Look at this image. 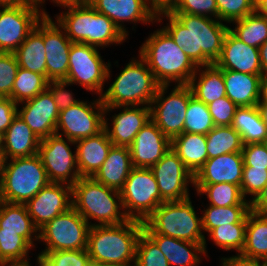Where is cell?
<instances>
[{"mask_svg": "<svg viewBox=\"0 0 267 266\" xmlns=\"http://www.w3.org/2000/svg\"><path fill=\"white\" fill-rule=\"evenodd\" d=\"M169 20L163 28L170 34L177 46L199 67L215 63L222 52L224 37L229 30L219 19L187 13L161 12Z\"/></svg>", "mask_w": 267, "mask_h": 266, "instance_id": "6da1fadb", "label": "cell"}, {"mask_svg": "<svg viewBox=\"0 0 267 266\" xmlns=\"http://www.w3.org/2000/svg\"><path fill=\"white\" fill-rule=\"evenodd\" d=\"M139 55L160 85L189 84L198 69L164 28L157 29L145 40Z\"/></svg>", "mask_w": 267, "mask_h": 266, "instance_id": "7a4b0ae2", "label": "cell"}, {"mask_svg": "<svg viewBox=\"0 0 267 266\" xmlns=\"http://www.w3.org/2000/svg\"><path fill=\"white\" fill-rule=\"evenodd\" d=\"M142 232L143 222L134 219L115 225L91 226L86 249L91 263L135 264Z\"/></svg>", "mask_w": 267, "mask_h": 266, "instance_id": "3957f363", "label": "cell"}, {"mask_svg": "<svg viewBox=\"0 0 267 266\" xmlns=\"http://www.w3.org/2000/svg\"><path fill=\"white\" fill-rule=\"evenodd\" d=\"M67 11L56 16L71 42L84 43L95 47L121 44L128 37L106 15L97 12L90 3L69 5Z\"/></svg>", "mask_w": 267, "mask_h": 266, "instance_id": "277c9868", "label": "cell"}, {"mask_svg": "<svg viewBox=\"0 0 267 266\" xmlns=\"http://www.w3.org/2000/svg\"><path fill=\"white\" fill-rule=\"evenodd\" d=\"M72 207L90 226L115 225L128 220L121 210L120 191L98 183L92 177H80L72 186ZM90 219L99 223H91Z\"/></svg>", "mask_w": 267, "mask_h": 266, "instance_id": "5b68a950", "label": "cell"}, {"mask_svg": "<svg viewBox=\"0 0 267 266\" xmlns=\"http://www.w3.org/2000/svg\"><path fill=\"white\" fill-rule=\"evenodd\" d=\"M143 231L146 234H162L180 240L204 244L205 256L206 238L203 234L201 216H197L191 198L180 201L163 202L144 222Z\"/></svg>", "mask_w": 267, "mask_h": 266, "instance_id": "8992f818", "label": "cell"}, {"mask_svg": "<svg viewBox=\"0 0 267 266\" xmlns=\"http://www.w3.org/2000/svg\"><path fill=\"white\" fill-rule=\"evenodd\" d=\"M131 59L109 88L100 96L104 106L151 105L159 83L146 61L140 56Z\"/></svg>", "mask_w": 267, "mask_h": 266, "instance_id": "52a82bcc", "label": "cell"}, {"mask_svg": "<svg viewBox=\"0 0 267 266\" xmlns=\"http://www.w3.org/2000/svg\"><path fill=\"white\" fill-rule=\"evenodd\" d=\"M8 161L0 181L1 201L25 204L50 183L38 154Z\"/></svg>", "mask_w": 267, "mask_h": 266, "instance_id": "ba28073f", "label": "cell"}, {"mask_svg": "<svg viewBox=\"0 0 267 266\" xmlns=\"http://www.w3.org/2000/svg\"><path fill=\"white\" fill-rule=\"evenodd\" d=\"M120 194L125 215L141 222L165 202L150 168L133 167Z\"/></svg>", "mask_w": 267, "mask_h": 266, "instance_id": "9c48e42d", "label": "cell"}, {"mask_svg": "<svg viewBox=\"0 0 267 266\" xmlns=\"http://www.w3.org/2000/svg\"><path fill=\"white\" fill-rule=\"evenodd\" d=\"M111 64L105 63L98 47L73 42L69 52V68L66 77L71 85L79 84L84 89L103 94V87L110 78Z\"/></svg>", "mask_w": 267, "mask_h": 266, "instance_id": "30bf717a", "label": "cell"}, {"mask_svg": "<svg viewBox=\"0 0 267 266\" xmlns=\"http://www.w3.org/2000/svg\"><path fill=\"white\" fill-rule=\"evenodd\" d=\"M169 86L159 85L150 109L151 120L172 140L184 132L186 111L193 93L188 84L175 83L172 91L165 97Z\"/></svg>", "mask_w": 267, "mask_h": 266, "instance_id": "8fae6325", "label": "cell"}, {"mask_svg": "<svg viewBox=\"0 0 267 266\" xmlns=\"http://www.w3.org/2000/svg\"><path fill=\"white\" fill-rule=\"evenodd\" d=\"M89 223L73 208H69L39 229L42 251L87 249Z\"/></svg>", "mask_w": 267, "mask_h": 266, "instance_id": "7c38bea8", "label": "cell"}, {"mask_svg": "<svg viewBox=\"0 0 267 266\" xmlns=\"http://www.w3.org/2000/svg\"><path fill=\"white\" fill-rule=\"evenodd\" d=\"M70 144L75 142L56 133L40 140L38 155L49 182L73 186L79 180L76 151L72 153Z\"/></svg>", "mask_w": 267, "mask_h": 266, "instance_id": "4fadbf2b", "label": "cell"}, {"mask_svg": "<svg viewBox=\"0 0 267 266\" xmlns=\"http://www.w3.org/2000/svg\"><path fill=\"white\" fill-rule=\"evenodd\" d=\"M88 103L80 101L78 104L60 111L55 133L76 142L101 132L104 129L105 117V106L101 97L93 100L91 104Z\"/></svg>", "mask_w": 267, "mask_h": 266, "instance_id": "5bb4252c", "label": "cell"}, {"mask_svg": "<svg viewBox=\"0 0 267 266\" xmlns=\"http://www.w3.org/2000/svg\"><path fill=\"white\" fill-rule=\"evenodd\" d=\"M39 4L4 6L0 9V52L14 53L43 15Z\"/></svg>", "mask_w": 267, "mask_h": 266, "instance_id": "9a60e30c", "label": "cell"}, {"mask_svg": "<svg viewBox=\"0 0 267 266\" xmlns=\"http://www.w3.org/2000/svg\"><path fill=\"white\" fill-rule=\"evenodd\" d=\"M150 169L164 201H180L189 198L188 185L190 183L194 185V175L172 148Z\"/></svg>", "mask_w": 267, "mask_h": 266, "instance_id": "2e32d148", "label": "cell"}, {"mask_svg": "<svg viewBox=\"0 0 267 266\" xmlns=\"http://www.w3.org/2000/svg\"><path fill=\"white\" fill-rule=\"evenodd\" d=\"M43 42L46 52L47 80H66L69 68V52L73 42L70 41L57 21L52 20L50 15H43Z\"/></svg>", "mask_w": 267, "mask_h": 266, "instance_id": "e0dca14e", "label": "cell"}, {"mask_svg": "<svg viewBox=\"0 0 267 266\" xmlns=\"http://www.w3.org/2000/svg\"><path fill=\"white\" fill-rule=\"evenodd\" d=\"M25 206L34 225L40 229L72 207V186L50 182L28 200Z\"/></svg>", "mask_w": 267, "mask_h": 266, "instance_id": "ac0fdd59", "label": "cell"}, {"mask_svg": "<svg viewBox=\"0 0 267 266\" xmlns=\"http://www.w3.org/2000/svg\"><path fill=\"white\" fill-rule=\"evenodd\" d=\"M121 109L122 112L112 116V128H109L108 118L104 117V129L114 146L130 147L136 134L151 119V109L149 106H105V116L113 109Z\"/></svg>", "mask_w": 267, "mask_h": 266, "instance_id": "d6986e66", "label": "cell"}, {"mask_svg": "<svg viewBox=\"0 0 267 266\" xmlns=\"http://www.w3.org/2000/svg\"><path fill=\"white\" fill-rule=\"evenodd\" d=\"M21 105L22 109H18L17 114L39 139L55 134L59 110L48 89Z\"/></svg>", "mask_w": 267, "mask_h": 266, "instance_id": "ffe728a7", "label": "cell"}, {"mask_svg": "<svg viewBox=\"0 0 267 266\" xmlns=\"http://www.w3.org/2000/svg\"><path fill=\"white\" fill-rule=\"evenodd\" d=\"M172 148L167 137L150 119L136 134L129 147L133 167L150 168Z\"/></svg>", "mask_w": 267, "mask_h": 266, "instance_id": "44dd1931", "label": "cell"}, {"mask_svg": "<svg viewBox=\"0 0 267 266\" xmlns=\"http://www.w3.org/2000/svg\"><path fill=\"white\" fill-rule=\"evenodd\" d=\"M90 5L99 13L106 15L128 37L124 22H156V13L150 8L148 0H90ZM123 23V24H122Z\"/></svg>", "mask_w": 267, "mask_h": 266, "instance_id": "7402d4cb", "label": "cell"}, {"mask_svg": "<svg viewBox=\"0 0 267 266\" xmlns=\"http://www.w3.org/2000/svg\"><path fill=\"white\" fill-rule=\"evenodd\" d=\"M215 64L223 70L262 75L259 48L245 44L230 30L224 37L221 55Z\"/></svg>", "mask_w": 267, "mask_h": 266, "instance_id": "603a6c76", "label": "cell"}, {"mask_svg": "<svg viewBox=\"0 0 267 266\" xmlns=\"http://www.w3.org/2000/svg\"><path fill=\"white\" fill-rule=\"evenodd\" d=\"M242 152H233L208 159L194 176V184L232 183L241 186Z\"/></svg>", "mask_w": 267, "mask_h": 266, "instance_id": "cb8c5ba5", "label": "cell"}, {"mask_svg": "<svg viewBox=\"0 0 267 266\" xmlns=\"http://www.w3.org/2000/svg\"><path fill=\"white\" fill-rule=\"evenodd\" d=\"M75 144L80 177H93L113 146L105 129L96 135L80 139Z\"/></svg>", "mask_w": 267, "mask_h": 266, "instance_id": "d4e9b609", "label": "cell"}, {"mask_svg": "<svg viewBox=\"0 0 267 266\" xmlns=\"http://www.w3.org/2000/svg\"><path fill=\"white\" fill-rule=\"evenodd\" d=\"M132 168L130 149L113 145L106 160L92 178L98 183L120 191Z\"/></svg>", "mask_w": 267, "mask_h": 266, "instance_id": "484cf974", "label": "cell"}, {"mask_svg": "<svg viewBox=\"0 0 267 266\" xmlns=\"http://www.w3.org/2000/svg\"><path fill=\"white\" fill-rule=\"evenodd\" d=\"M147 235L158 245L170 266H198L201 262V254L205 255L204 244L180 240L162 234Z\"/></svg>", "mask_w": 267, "mask_h": 266, "instance_id": "4316f807", "label": "cell"}, {"mask_svg": "<svg viewBox=\"0 0 267 266\" xmlns=\"http://www.w3.org/2000/svg\"><path fill=\"white\" fill-rule=\"evenodd\" d=\"M262 75L223 70L226 96L238 107L256 106L260 97Z\"/></svg>", "mask_w": 267, "mask_h": 266, "instance_id": "83f0119b", "label": "cell"}, {"mask_svg": "<svg viewBox=\"0 0 267 266\" xmlns=\"http://www.w3.org/2000/svg\"><path fill=\"white\" fill-rule=\"evenodd\" d=\"M40 140L17 114L4 133L3 148L7 159L38 154Z\"/></svg>", "mask_w": 267, "mask_h": 266, "instance_id": "f1b7e54d", "label": "cell"}, {"mask_svg": "<svg viewBox=\"0 0 267 266\" xmlns=\"http://www.w3.org/2000/svg\"><path fill=\"white\" fill-rule=\"evenodd\" d=\"M197 75H199L198 79ZM188 85L192 90L193 96L205 104L226 96L223 69L219 68L215 63L199 66Z\"/></svg>", "mask_w": 267, "mask_h": 266, "instance_id": "f546056e", "label": "cell"}, {"mask_svg": "<svg viewBox=\"0 0 267 266\" xmlns=\"http://www.w3.org/2000/svg\"><path fill=\"white\" fill-rule=\"evenodd\" d=\"M18 65L46 77V52L43 42V17L14 52Z\"/></svg>", "mask_w": 267, "mask_h": 266, "instance_id": "4dcf8cb0", "label": "cell"}, {"mask_svg": "<svg viewBox=\"0 0 267 266\" xmlns=\"http://www.w3.org/2000/svg\"><path fill=\"white\" fill-rule=\"evenodd\" d=\"M206 135L183 132L171 140L172 149L195 176L208 160Z\"/></svg>", "mask_w": 267, "mask_h": 266, "instance_id": "1f68e13d", "label": "cell"}, {"mask_svg": "<svg viewBox=\"0 0 267 266\" xmlns=\"http://www.w3.org/2000/svg\"><path fill=\"white\" fill-rule=\"evenodd\" d=\"M0 228L3 231L18 232L33 248V240L38 241L39 239V233H37L39 229L34 225L25 204L8 203L0 200Z\"/></svg>", "mask_w": 267, "mask_h": 266, "instance_id": "d6a6232c", "label": "cell"}, {"mask_svg": "<svg viewBox=\"0 0 267 266\" xmlns=\"http://www.w3.org/2000/svg\"><path fill=\"white\" fill-rule=\"evenodd\" d=\"M239 255L249 259L267 261V213L249 211L245 244Z\"/></svg>", "mask_w": 267, "mask_h": 266, "instance_id": "836d02e7", "label": "cell"}, {"mask_svg": "<svg viewBox=\"0 0 267 266\" xmlns=\"http://www.w3.org/2000/svg\"><path fill=\"white\" fill-rule=\"evenodd\" d=\"M231 126L240 134L243 145L267 140V125L257 105L238 107Z\"/></svg>", "mask_w": 267, "mask_h": 266, "instance_id": "e575fe53", "label": "cell"}, {"mask_svg": "<svg viewBox=\"0 0 267 266\" xmlns=\"http://www.w3.org/2000/svg\"><path fill=\"white\" fill-rule=\"evenodd\" d=\"M32 247L18 232L3 231L0 228V266L30 265L28 252Z\"/></svg>", "mask_w": 267, "mask_h": 266, "instance_id": "d590c367", "label": "cell"}, {"mask_svg": "<svg viewBox=\"0 0 267 266\" xmlns=\"http://www.w3.org/2000/svg\"><path fill=\"white\" fill-rule=\"evenodd\" d=\"M193 186L198 195L206 194L211 206L251 205L250 200L243 197L240 187L232 183L194 184Z\"/></svg>", "mask_w": 267, "mask_h": 266, "instance_id": "8d00e7d4", "label": "cell"}, {"mask_svg": "<svg viewBox=\"0 0 267 266\" xmlns=\"http://www.w3.org/2000/svg\"><path fill=\"white\" fill-rule=\"evenodd\" d=\"M206 140L208 159L228 153L242 152L241 136L232 126H215L206 135Z\"/></svg>", "mask_w": 267, "mask_h": 266, "instance_id": "74e56055", "label": "cell"}, {"mask_svg": "<svg viewBox=\"0 0 267 266\" xmlns=\"http://www.w3.org/2000/svg\"><path fill=\"white\" fill-rule=\"evenodd\" d=\"M232 23L236 27L229 30L249 46L259 48L267 40V17L256 11Z\"/></svg>", "mask_w": 267, "mask_h": 266, "instance_id": "f35d334b", "label": "cell"}, {"mask_svg": "<svg viewBox=\"0 0 267 266\" xmlns=\"http://www.w3.org/2000/svg\"><path fill=\"white\" fill-rule=\"evenodd\" d=\"M47 86L48 80L44 75L19 67L13 83L12 99L19 105L45 91Z\"/></svg>", "mask_w": 267, "mask_h": 266, "instance_id": "ab89813d", "label": "cell"}, {"mask_svg": "<svg viewBox=\"0 0 267 266\" xmlns=\"http://www.w3.org/2000/svg\"><path fill=\"white\" fill-rule=\"evenodd\" d=\"M251 210V205L217 207L209 205L201 216L202 228L209 233L220 225L239 223Z\"/></svg>", "mask_w": 267, "mask_h": 266, "instance_id": "60d3db41", "label": "cell"}, {"mask_svg": "<svg viewBox=\"0 0 267 266\" xmlns=\"http://www.w3.org/2000/svg\"><path fill=\"white\" fill-rule=\"evenodd\" d=\"M246 224L247 215L239 223L220 225L208 234L215 245L225 251L236 250V253L240 254L245 244Z\"/></svg>", "mask_w": 267, "mask_h": 266, "instance_id": "b9f144b4", "label": "cell"}, {"mask_svg": "<svg viewBox=\"0 0 267 266\" xmlns=\"http://www.w3.org/2000/svg\"><path fill=\"white\" fill-rule=\"evenodd\" d=\"M214 127L208 105L193 96L188 103L184 132L207 135Z\"/></svg>", "mask_w": 267, "mask_h": 266, "instance_id": "7bdbcfd3", "label": "cell"}, {"mask_svg": "<svg viewBox=\"0 0 267 266\" xmlns=\"http://www.w3.org/2000/svg\"><path fill=\"white\" fill-rule=\"evenodd\" d=\"M42 266H91L90 256L86 249L42 251L37 256Z\"/></svg>", "mask_w": 267, "mask_h": 266, "instance_id": "ee69618b", "label": "cell"}, {"mask_svg": "<svg viewBox=\"0 0 267 266\" xmlns=\"http://www.w3.org/2000/svg\"><path fill=\"white\" fill-rule=\"evenodd\" d=\"M134 266H170L158 245L144 231L137 242Z\"/></svg>", "mask_w": 267, "mask_h": 266, "instance_id": "f6af8a7d", "label": "cell"}, {"mask_svg": "<svg viewBox=\"0 0 267 266\" xmlns=\"http://www.w3.org/2000/svg\"><path fill=\"white\" fill-rule=\"evenodd\" d=\"M256 0H216L217 19L227 23L240 20L255 12Z\"/></svg>", "mask_w": 267, "mask_h": 266, "instance_id": "bcb514c9", "label": "cell"}, {"mask_svg": "<svg viewBox=\"0 0 267 266\" xmlns=\"http://www.w3.org/2000/svg\"><path fill=\"white\" fill-rule=\"evenodd\" d=\"M18 68L14 53L0 52V97L12 99L13 83Z\"/></svg>", "mask_w": 267, "mask_h": 266, "instance_id": "7dc6e473", "label": "cell"}, {"mask_svg": "<svg viewBox=\"0 0 267 266\" xmlns=\"http://www.w3.org/2000/svg\"><path fill=\"white\" fill-rule=\"evenodd\" d=\"M267 184V168H253L252 166L243 167L241 181V192L245 198L248 194L252 195L250 202L254 200Z\"/></svg>", "mask_w": 267, "mask_h": 266, "instance_id": "c3c4849f", "label": "cell"}, {"mask_svg": "<svg viewBox=\"0 0 267 266\" xmlns=\"http://www.w3.org/2000/svg\"><path fill=\"white\" fill-rule=\"evenodd\" d=\"M170 13H187L217 19L216 0H179Z\"/></svg>", "mask_w": 267, "mask_h": 266, "instance_id": "681fc988", "label": "cell"}, {"mask_svg": "<svg viewBox=\"0 0 267 266\" xmlns=\"http://www.w3.org/2000/svg\"><path fill=\"white\" fill-rule=\"evenodd\" d=\"M215 126H231L238 106L227 96L207 104Z\"/></svg>", "mask_w": 267, "mask_h": 266, "instance_id": "f907efd6", "label": "cell"}, {"mask_svg": "<svg viewBox=\"0 0 267 266\" xmlns=\"http://www.w3.org/2000/svg\"><path fill=\"white\" fill-rule=\"evenodd\" d=\"M69 85L71 84L65 80L48 81L47 89L53 95L59 112L80 102V100H76V98L73 97V94L70 90L65 89Z\"/></svg>", "mask_w": 267, "mask_h": 266, "instance_id": "816d5d0a", "label": "cell"}, {"mask_svg": "<svg viewBox=\"0 0 267 266\" xmlns=\"http://www.w3.org/2000/svg\"><path fill=\"white\" fill-rule=\"evenodd\" d=\"M242 155L244 166L267 168V145L265 143L243 145Z\"/></svg>", "mask_w": 267, "mask_h": 266, "instance_id": "f5cc1de1", "label": "cell"}, {"mask_svg": "<svg viewBox=\"0 0 267 266\" xmlns=\"http://www.w3.org/2000/svg\"><path fill=\"white\" fill-rule=\"evenodd\" d=\"M18 104L11 98L0 97V131L5 133L17 115Z\"/></svg>", "mask_w": 267, "mask_h": 266, "instance_id": "db71d44e", "label": "cell"}, {"mask_svg": "<svg viewBox=\"0 0 267 266\" xmlns=\"http://www.w3.org/2000/svg\"><path fill=\"white\" fill-rule=\"evenodd\" d=\"M221 258L222 266H263V260L245 258L239 254Z\"/></svg>", "mask_w": 267, "mask_h": 266, "instance_id": "11a10c76", "label": "cell"}, {"mask_svg": "<svg viewBox=\"0 0 267 266\" xmlns=\"http://www.w3.org/2000/svg\"><path fill=\"white\" fill-rule=\"evenodd\" d=\"M251 210L259 213H267V184L259 195L250 202Z\"/></svg>", "mask_w": 267, "mask_h": 266, "instance_id": "9f6ffc18", "label": "cell"}, {"mask_svg": "<svg viewBox=\"0 0 267 266\" xmlns=\"http://www.w3.org/2000/svg\"><path fill=\"white\" fill-rule=\"evenodd\" d=\"M179 0H148L150 8L156 13L170 11Z\"/></svg>", "mask_w": 267, "mask_h": 266, "instance_id": "6f0895ef", "label": "cell"}, {"mask_svg": "<svg viewBox=\"0 0 267 266\" xmlns=\"http://www.w3.org/2000/svg\"><path fill=\"white\" fill-rule=\"evenodd\" d=\"M53 3H56L59 7L63 6H69V5H83V4H88L90 0H52ZM45 3V0H38V4L40 7L42 4Z\"/></svg>", "mask_w": 267, "mask_h": 266, "instance_id": "680465c9", "label": "cell"}, {"mask_svg": "<svg viewBox=\"0 0 267 266\" xmlns=\"http://www.w3.org/2000/svg\"><path fill=\"white\" fill-rule=\"evenodd\" d=\"M262 75L267 74V40L259 47Z\"/></svg>", "mask_w": 267, "mask_h": 266, "instance_id": "91938a15", "label": "cell"}, {"mask_svg": "<svg viewBox=\"0 0 267 266\" xmlns=\"http://www.w3.org/2000/svg\"><path fill=\"white\" fill-rule=\"evenodd\" d=\"M33 4H38V0H0V7Z\"/></svg>", "mask_w": 267, "mask_h": 266, "instance_id": "94428289", "label": "cell"}, {"mask_svg": "<svg viewBox=\"0 0 267 266\" xmlns=\"http://www.w3.org/2000/svg\"><path fill=\"white\" fill-rule=\"evenodd\" d=\"M259 102H267V74L261 77Z\"/></svg>", "mask_w": 267, "mask_h": 266, "instance_id": "6125c7cd", "label": "cell"}, {"mask_svg": "<svg viewBox=\"0 0 267 266\" xmlns=\"http://www.w3.org/2000/svg\"><path fill=\"white\" fill-rule=\"evenodd\" d=\"M255 11L258 14L267 17V0H256Z\"/></svg>", "mask_w": 267, "mask_h": 266, "instance_id": "be15d7a7", "label": "cell"}, {"mask_svg": "<svg viewBox=\"0 0 267 266\" xmlns=\"http://www.w3.org/2000/svg\"><path fill=\"white\" fill-rule=\"evenodd\" d=\"M7 160L8 159H7L6 153L4 151V148L0 147V181H1V178L3 176L4 170H5V167L7 164Z\"/></svg>", "mask_w": 267, "mask_h": 266, "instance_id": "e7e4bbea", "label": "cell"}, {"mask_svg": "<svg viewBox=\"0 0 267 266\" xmlns=\"http://www.w3.org/2000/svg\"><path fill=\"white\" fill-rule=\"evenodd\" d=\"M257 107L261 113V117L267 125V102H259Z\"/></svg>", "mask_w": 267, "mask_h": 266, "instance_id": "03108f58", "label": "cell"}, {"mask_svg": "<svg viewBox=\"0 0 267 266\" xmlns=\"http://www.w3.org/2000/svg\"><path fill=\"white\" fill-rule=\"evenodd\" d=\"M91 266H134V264H106V263H91Z\"/></svg>", "mask_w": 267, "mask_h": 266, "instance_id": "003e7915", "label": "cell"}, {"mask_svg": "<svg viewBox=\"0 0 267 266\" xmlns=\"http://www.w3.org/2000/svg\"><path fill=\"white\" fill-rule=\"evenodd\" d=\"M3 138H4V133L0 131V147H3Z\"/></svg>", "mask_w": 267, "mask_h": 266, "instance_id": "a7ac6f4b", "label": "cell"}, {"mask_svg": "<svg viewBox=\"0 0 267 266\" xmlns=\"http://www.w3.org/2000/svg\"><path fill=\"white\" fill-rule=\"evenodd\" d=\"M263 266H267V261H263Z\"/></svg>", "mask_w": 267, "mask_h": 266, "instance_id": "89a4df30", "label": "cell"}]
</instances>
